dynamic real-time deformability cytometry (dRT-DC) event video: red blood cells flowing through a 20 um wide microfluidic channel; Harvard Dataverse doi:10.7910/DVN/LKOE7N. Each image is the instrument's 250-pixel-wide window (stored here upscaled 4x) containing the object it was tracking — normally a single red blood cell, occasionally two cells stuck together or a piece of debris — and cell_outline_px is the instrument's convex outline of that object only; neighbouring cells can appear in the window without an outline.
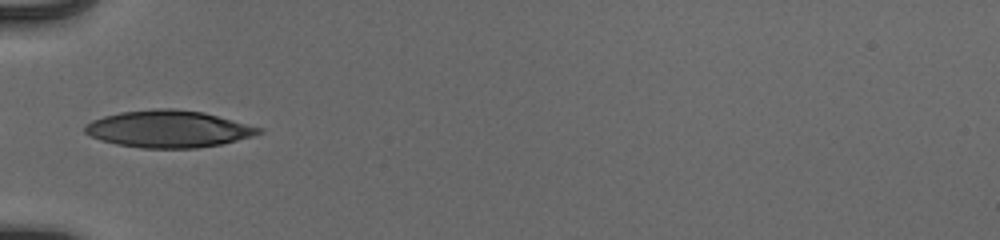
{"species": "human", "species_latin": "Homo sapiens", "temperature_condition": "cold", "stored_images_in_passage": 35, "camera_frame_rate_fps": 3000, "um_per_image_px": 0.085, "donor": {"sex": "male"}, "frame": {"image": 1, "passage_image": 1, "time_ms": 0.0, "image_size_px": [1000, 240], "cell_outline_px": [[264, 132], [252, 136], [220, 144], [196, 148], [140, 148], [116, 144], [100, 140], [84, 132], [84, 128], [92, 120], [104, 116], [120, 112], [156, 108], [172, 108], [204, 112], [264, 128]], "centroid_in_image_um": [14.34, 10.96], "position_along_channel_um": 70.7, "area_um2": 37.51}}
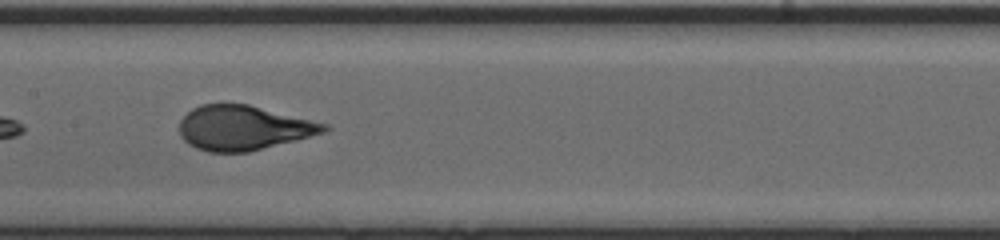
{"frame": {"image": 2, "passage_image": 10, "time_ms": 3.0, "image_size_px": [1000, 240], "cell_outline_px": [[332, 128], [324, 132], [248, 152], [208, 152], [196, 148], [188, 144], [180, 136], [180, 120], [192, 108], [200, 104], [248, 104], [328, 124]], "centroid_in_image_um": [20.66, 10.86], "position_along_channel_um": 186.7, "area_um2": 37.34}}
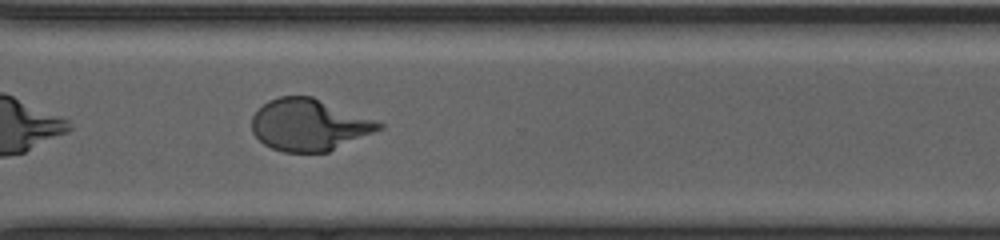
{"frame": {"image": 3, "passage_image": 22, "time_ms": 7.0, "image_size_px": [1000, 240], "cell_outline_px": [[384, 128], [328, 152], [284, 152], [272, 148], [264, 144], [252, 132], [252, 116], [268, 100], [280, 96], [312, 96], [384, 124]], "centroid_in_image_um": [26.26, 10.62], "position_along_channel_um": 344.3, "area_um2": 37.97}, "authors_computed_cell_mechanics": {"area_um2": 38.2636, "velocity_mm_per_s": 3.9395, "shape_relaxation_time_tau1_ms": 4.6813, "shape_relaxation_time_tau2_ms": null, "deformation_change_tau1": 0.2242, "deformation_change_tau2": null}}